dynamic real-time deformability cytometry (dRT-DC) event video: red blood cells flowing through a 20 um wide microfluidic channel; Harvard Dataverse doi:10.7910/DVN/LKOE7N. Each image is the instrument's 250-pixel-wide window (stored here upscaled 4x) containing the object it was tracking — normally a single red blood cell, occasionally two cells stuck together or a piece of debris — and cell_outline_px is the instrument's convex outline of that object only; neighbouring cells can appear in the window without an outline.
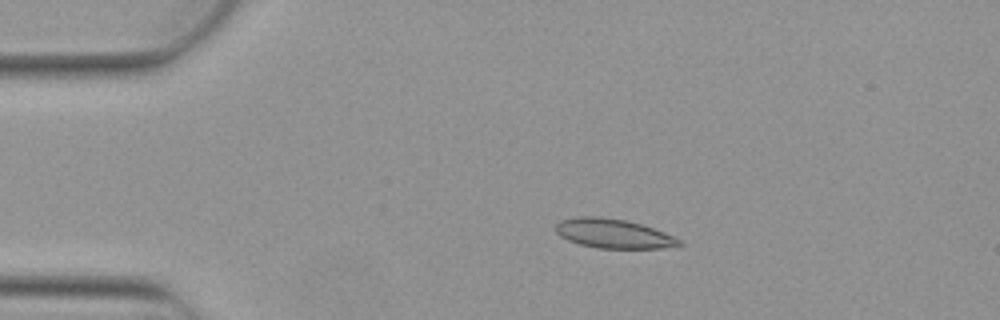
{"species": "Egyptian fruit bat (a non-hibernating species)", "species_latin": "Rousettus aegyptiacus", "temperature_condition": "warm", "stored_images_in_passage": 4, "camera_frame_rate_fps": 3000, "um_per_image_px": 0.085, "animal": {"sex": "female"}, "frame": {"image": 1, "passage_image": 3, "time_ms": 0.667, "image_size_px": [1000, 320], "cell_outline_px": [[684, 244], [660, 248], [600, 248], [580, 244], [568, 240], [560, 236], [556, 232], [556, 224], [560, 220], [576, 216], [600, 216], [628, 220], [644, 224], [684, 240]], "centroid_in_image_um": [52.16, 19.83], "position_along_channel_um": 32.8, "area_um2": 21.33}}